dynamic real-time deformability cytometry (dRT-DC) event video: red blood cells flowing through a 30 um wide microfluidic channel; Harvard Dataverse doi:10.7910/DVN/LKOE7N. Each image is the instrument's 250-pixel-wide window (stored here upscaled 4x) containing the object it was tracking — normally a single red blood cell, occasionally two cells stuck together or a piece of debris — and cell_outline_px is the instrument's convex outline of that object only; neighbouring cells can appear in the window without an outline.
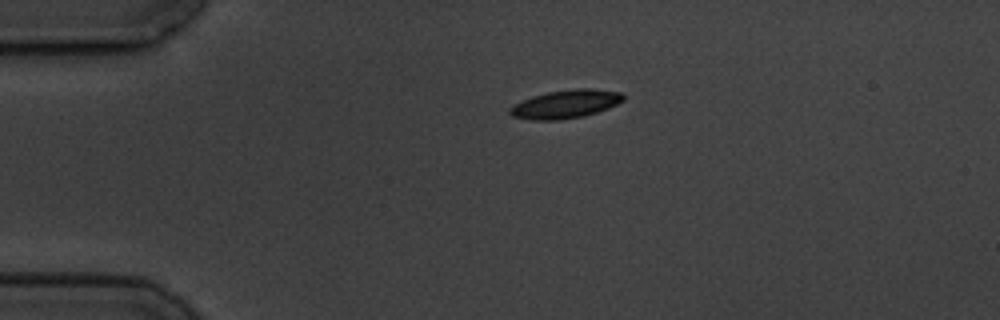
{"species": "common noctule bat (a hibernating species)", "species_latin": "Nyctalus noctula", "temperature_condition": "cold", "stored_images_in_passage": 2, "camera_frame_rate_fps": 3000, "um_per_image_px": 0.085, "animal": {"sex": "male", "body_mass_g": 19.5, "forearm_length_mm": 54.6}, "frame": {"image": 1, "passage_image": 1, "time_ms": 0.0, "image_size_px": [1000, 320], "cell_outline_px": [[624, 100], [608, 108], [584, 116], [556, 120], [532, 120], [512, 116], [508, 112], [508, 108], [512, 104], [520, 100], [532, 96], [548, 92], [572, 88], [592, 88], [624, 92]], "centroid_in_image_um": [48.05, 8.83], "position_along_channel_um": 36.9, "area_um2": 19.02}}